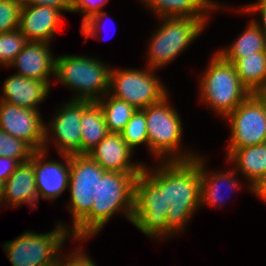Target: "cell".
Returning <instances> with one entry per match:
<instances>
[{"instance_id": "cell-1", "label": "cell", "mask_w": 266, "mask_h": 266, "mask_svg": "<svg viewBox=\"0 0 266 266\" xmlns=\"http://www.w3.org/2000/svg\"><path fill=\"white\" fill-rule=\"evenodd\" d=\"M141 173H121L106 171L98 179V197L91 211L70 232L75 240H86L100 232L112 215L123 210L131 222L134 210V186Z\"/></svg>"}, {"instance_id": "cell-2", "label": "cell", "mask_w": 266, "mask_h": 266, "mask_svg": "<svg viewBox=\"0 0 266 266\" xmlns=\"http://www.w3.org/2000/svg\"><path fill=\"white\" fill-rule=\"evenodd\" d=\"M200 157L190 161L164 162V200L167 236L182 232L188 219L200 207Z\"/></svg>"}, {"instance_id": "cell-3", "label": "cell", "mask_w": 266, "mask_h": 266, "mask_svg": "<svg viewBox=\"0 0 266 266\" xmlns=\"http://www.w3.org/2000/svg\"><path fill=\"white\" fill-rule=\"evenodd\" d=\"M160 162V167L157 165L153 171L144 166L143 172L136 177L134 186L131 223L152 238H167L166 215L169 207H166L164 200V161Z\"/></svg>"}, {"instance_id": "cell-4", "label": "cell", "mask_w": 266, "mask_h": 266, "mask_svg": "<svg viewBox=\"0 0 266 266\" xmlns=\"http://www.w3.org/2000/svg\"><path fill=\"white\" fill-rule=\"evenodd\" d=\"M206 69L200 80L201 99L226 118L251 92L241 82L234 64L225 61L218 53Z\"/></svg>"}, {"instance_id": "cell-5", "label": "cell", "mask_w": 266, "mask_h": 266, "mask_svg": "<svg viewBox=\"0 0 266 266\" xmlns=\"http://www.w3.org/2000/svg\"><path fill=\"white\" fill-rule=\"evenodd\" d=\"M100 59L62 55L55 59V78L77 91L73 100L98 101L110 91L111 67Z\"/></svg>"}, {"instance_id": "cell-6", "label": "cell", "mask_w": 266, "mask_h": 266, "mask_svg": "<svg viewBox=\"0 0 266 266\" xmlns=\"http://www.w3.org/2000/svg\"><path fill=\"white\" fill-rule=\"evenodd\" d=\"M168 98L167 95L160 102L142 110L147 122L149 150L154 157L157 155L164 162L194 160L198 155L179 151L182 150L178 148L182 140V121Z\"/></svg>"}, {"instance_id": "cell-7", "label": "cell", "mask_w": 266, "mask_h": 266, "mask_svg": "<svg viewBox=\"0 0 266 266\" xmlns=\"http://www.w3.org/2000/svg\"><path fill=\"white\" fill-rule=\"evenodd\" d=\"M161 19L164 21L152 35L148 45V67L155 71L181 54L207 24V18L163 17Z\"/></svg>"}, {"instance_id": "cell-8", "label": "cell", "mask_w": 266, "mask_h": 266, "mask_svg": "<svg viewBox=\"0 0 266 266\" xmlns=\"http://www.w3.org/2000/svg\"><path fill=\"white\" fill-rule=\"evenodd\" d=\"M58 223L49 233L26 231L3 244L12 266H56L60 247L69 238L70 229Z\"/></svg>"}, {"instance_id": "cell-9", "label": "cell", "mask_w": 266, "mask_h": 266, "mask_svg": "<svg viewBox=\"0 0 266 266\" xmlns=\"http://www.w3.org/2000/svg\"><path fill=\"white\" fill-rule=\"evenodd\" d=\"M155 69H111L109 94L126 101L137 110L160 102L167 89L154 74Z\"/></svg>"}, {"instance_id": "cell-10", "label": "cell", "mask_w": 266, "mask_h": 266, "mask_svg": "<svg viewBox=\"0 0 266 266\" xmlns=\"http://www.w3.org/2000/svg\"><path fill=\"white\" fill-rule=\"evenodd\" d=\"M106 171L88 154L70 155V204L74 228L90 211L98 197V179Z\"/></svg>"}, {"instance_id": "cell-11", "label": "cell", "mask_w": 266, "mask_h": 266, "mask_svg": "<svg viewBox=\"0 0 266 266\" xmlns=\"http://www.w3.org/2000/svg\"><path fill=\"white\" fill-rule=\"evenodd\" d=\"M226 119L231 125L227 157L235 149L266 143V110L254 93H251Z\"/></svg>"}, {"instance_id": "cell-12", "label": "cell", "mask_w": 266, "mask_h": 266, "mask_svg": "<svg viewBox=\"0 0 266 266\" xmlns=\"http://www.w3.org/2000/svg\"><path fill=\"white\" fill-rule=\"evenodd\" d=\"M38 111L0 101V129L27 142L35 151L43 150L45 124Z\"/></svg>"}, {"instance_id": "cell-13", "label": "cell", "mask_w": 266, "mask_h": 266, "mask_svg": "<svg viewBox=\"0 0 266 266\" xmlns=\"http://www.w3.org/2000/svg\"><path fill=\"white\" fill-rule=\"evenodd\" d=\"M81 119L82 100H71L57 110L49 125L45 124V144L43 150L46 151V142L49 132L57 138V145L60 154L76 155L81 154ZM49 127V128H48Z\"/></svg>"}, {"instance_id": "cell-14", "label": "cell", "mask_w": 266, "mask_h": 266, "mask_svg": "<svg viewBox=\"0 0 266 266\" xmlns=\"http://www.w3.org/2000/svg\"><path fill=\"white\" fill-rule=\"evenodd\" d=\"M47 152L35 151L31 162L34 164L36 190L38 198L55 200L65 191L69 184L70 155L62 154L65 163L58 161H44Z\"/></svg>"}, {"instance_id": "cell-15", "label": "cell", "mask_w": 266, "mask_h": 266, "mask_svg": "<svg viewBox=\"0 0 266 266\" xmlns=\"http://www.w3.org/2000/svg\"><path fill=\"white\" fill-rule=\"evenodd\" d=\"M133 153L120 133L109 132L88 155L105 171L142 173L144 165L130 162Z\"/></svg>"}, {"instance_id": "cell-16", "label": "cell", "mask_w": 266, "mask_h": 266, "mask_svg": "<svg viewBox=\"0 0 266 266\" xmlns=\"http://www.w3.org/2000/svg\"><path fill=\"white\" fill-rule=\"evenodd\" d=\"M59 9L44 5H22L19 30L28 41L50 43L61 26L63 15ZM62 16V17H61Z\"/></svg>"}, {"instance_id": "cell-17", "label": "cell", "mask_w": 266, "mask_h": 266, "mask_svg": "<svg viewBox=\"0 0 266 266\" xmlns=\"http://www.w3.org/2000/svg\"><path fill=\"white\" fill-rule=\"evenodd\" d=\"M47 42L29 41L9 66L17 68V75L45 81L49 86V76H55V57ZM54 57V58H53Z\"/></svg>"}, {"instance_id": "cell-18", "label": "cell", "mask_w": 266, "mask_h": 266, "mask_svg": "<svg viewBox=\"0 0 266 266\" xmlns=\"http://www.w3.org/2000/svg\"><path fill=\"white\" fill-rule=\"evenodd\" d=\"M49 89L50 86L45 81L13 74L4 81L3 96L0 101L37 110L38 104L47 98Z\"/></svg>"}, {"instance_id": "cell-19", "label": "cell", "mask_w": 266, "mask_h": 266, "mask_svg": "<svg viewBox=\"0 0 266 266\" xmlns=\"http://www.w3.org/2000/svg\"><path fill=\"white\" fill-rule=\"evenodd\" d=\"M38 200L34 164L31 161L20 163L4 183L3 204L8 203L7 206L10 204L15 208L27 203L35 208Z\"/></svg>"}, {"instance_id": "cell-20", "label": "cell", "mask_w": 266, "mask_h": 266, "mask_svg": "<svg viewBox=\"0 0 266 266\" xmlns=\"http://www.w3.org/2000/svg\"><path fill=\"white\" fill-rule=\"evenodd\" d=\"M143 2L160 18H207L206 15L209 14V10L221 8L212 0H143Z\"/></svg>"}, {"instance_id": "cell-21", "label": "cell", "mask_w": 266, "mask_h": 266, "mask_svg": "<svg viewBox=\"0 0 266 266\" xmlns=\"http://www.w3.org/2000/svg\"><path fill=\"white\" fill-rule=\"evenodd\" d=\"M228 161L250 181V190L266 177V143L235 149Z\"/></svg>"}, {"instance_id": "cell-22", "label": "cell", "mask_w": 266, "mask_h": 266, "mask_svg": "<svg viewBox=\"0 0 266 266\" xmlns=\"http://www.w3.org/2000/svg\"><path fill=\"white\" fill-rule=\"evenodd\" d=\"M108 133L100 104L82 100L81 154H88Z\"/></svg>"}, {"instance_id": "cell-23", "label": "cell", "mask_w": 266, "mask_h": 266, "mask_svg": "<svg viewBox=\"0 0 266 266\" xmlns=\"http://www.w3.org/2000/svg\"><path fill=\"white\" fill-rule=\"evenodd\" d=\"M256 52H266V37L252 20L230 47L217 52L225 61L234 64L239 58Z\"/></svg>"}, {"instance_id": "cell-24", "label": "cell", "mask_w": 266, "mask_h": 266, "mask_svg": "<svg viewBox=\"0 0 266 266\" xmlns=\"http://www.w3.org/2000/svg\"><path fill=\"white\" fill-rule=\"evenodd\" d=\"M203 159L200 157V173H201V185H200V206L202 204L207 203L208 205H219L220 203H224V196L221 195V186H230V188H238L239 183L234 177L237 174L235 168L227 173L223 171L220 173L210 174L206 172V161L204 162ZM209 173V174H208ZM235 179V180H234ZM223 186V187H224ZM221 195V196H220ZM223 200V201H222ZM220 204V205H221Z\"/></svg>"}, {"instance_id": "cell-25", "label": "cell", "mask_w": 266, "mask_h": 266, "mask_svg": "<svg viewBox=\"0 0 266 266\" xmlns=\"http://www.w3.org/2000/svg\"><path fill=\"white\" fill-rule=\"evenodd\" d=\"M234 66L241 82L251 93L266 86V52H256L239 58Z\"/></svg>"}, {"instance_id": "cell-26", "label": "cell", "mask_w": 266, "mask_h": 266, "mask_svg": "<svg viewBox=\"0 0 266 266\" xmlns=\"http://www.w3.org/2000/svg\"><path fill=\"white\" fill-rule=\"evenodd\" d=\"M104 113L108 132L120 133L137 109L126 101L104 95L97 101Z\"/></svg>"}, {"instance_id": "cell-27", "label": "cell", "mask_w": 266, "mask_h": 266, "mask_svg": "<svg viewBox=\"0 0 266 266\" xmlns=\"http://www.w3.org/2000/svg\"><path fill=\"white\" fill-rule=\"evenodd\" d=\"M109 0H72L71 13L81 12L84 17L82 20V34L85 38L97 37L100 30V22L107 12L101 10ZM99 29V30H98ZM98 31V32H97Z\"/></svg>"}, {"instance_id": "cell-28", "label": "cell", "mask_w": 266, "mask_h": 266, "mask_svg": "<svg viewBox=\"0 0 266 266\" xmlns=\"http://www.w3.org/2000/svg\"><path fill=\"white\" fill-rule=\"evenodd\" d=\"M120 134L133 151L138 145L145 143L149 148L145 113L142 110H136Z\"/></svg>"}, {"instance_id": "cell-29", "label": "cell", "mask_w": 266, "mask_h": 266, "mask_svg": "<svg viewBox=\"0 0 266 266\" xmlns=\"http://www.w3.org/2000/svg\"><path fill=\"white\" fill-rule=\"evenodd\" d=\"M29 41L18 29L0 34V65L8 66Z\"/></svg>"}, {"instance_id": "cell-30", "label": "cell", "mask_w": 266, "mask_h": 266, "mask_svg": "<svg viewBox=\"0 0 266 266\" xmlns=\"http://www.w3.org/2000/svg\"><path fill=\"white\" fill-rule=\"evenodd\" d=\"M35 150L25 141L0 129V156L16 159L19 163L30 161Z\"/></svg>"}, {"instance_id": "cell-31", "label": "cell", "mask_w": 266, "mask_h": 266, "mask_svg": "<svg viewBox=\"0 0 266 266\" xmlns=\"http://www.w3.org/2000/svg\"><path fill=\"white\" fill-rule=\"evenodd\" d=\"M20 0H0V34L19 28Z\"/></svg>"}, {"instance_id": "cell-32", "label": "cell", "mask_w": 266, "mask_h": 266, "mask_svg": "<svg viewBox=\"0 0 266 266\" xmlns=\"http://www.w3.org/2000/svg\"><path fill=\"white\" fill-rule=\"evenodd\" d=\"M81 251L82 250L80 248L79 250L75 249V251L71 254L72 256L69 255V257L66 258V261L64 260L65 257L63 258L59 255L56 266H96L93 260Z\"/></svg>"}, {"instance_id": "cell-33", "label": "cell", "mask_w": 266, "mask_h": 266, "mask_svg": "<svg viewBox=\"0 0 266 266\" xmlns=\"http://www.w3.org/2000/svg\"><path fill=\"white\" fill-rule=\"evenodd\" d=\"M21 5H44L62 11L71 10L72 0H20Z\"/></svg>"}, {"instance_id": "cell-34", "label": "cell", "mask_w": 266, "mask_h": 266, "mask_svg": "<svg viewBox=\"0 0 266 266\" xmlns=\"http://www.w3.org/2000/svg\"><path fill=\"white\" fill-rule=\"evenodd\" d=\"M244 10V12L248 11V13L250 12H254L253 14H255V12H259L261 14V19H262V25L260 23L257 22V20L253 19L258 26L260 27V29L262 30L264 36L266 37V0H257L256 3H253L252 5L250 4L249 6H245L242 7Z\"/></svg>"}, {"instance_id": "cell-35", "label": "cell", "mask_w": 266, "mask_h": 266, "mask_svg": "<svg viewBox=\"0 0 266 266\" xmlns=\"http://www.w3.org/2000/svg\"><path fill=\"white\" fill-rule=\"evenodd\" d=\"M19 164L16 159L0 156V181L5 183Z\"/></svg>"}, {"instance_id": "cell-36", "label": "cell", "mask_w": 266, "mask_h": 266, "mask_svg": "<svg viewBox=\"0 0 266 266\" xmlns=\"http://www.w3.org/2000/svg\"><path fill=\"white\" fill-rule=\"evenodd\" d=\"M252 192L266 202V177L252 188Z\"/></svg>"}, {"instance_id": "cell-37", "label": "cell", "mask_w": 266, "mask_h": 266, "mask_svg": "<svg viewBox=\"0 0 266 266\" xmlns=\"http://www.w3.org/2000/svg\"><path fill=\"white\" fill-rule=\"evenodd\" d=\"M254 94L260 99L266 110V86L256 90Z\"/></svg>"}, {"instance_id": "cell-38", "label": "cell", "mask_w": 266, "mask_h": 266, "mask_svg": "<svg viewBox=\"0 0 266 266\" xmlns=\"http://www.w3.org/2000/svg\"><path fill=\"white\" fill-rule=\"evenodd\" d=\"M3 197H4V182L0 181V206L3 203Z\"/></svg>"}]
</instances>
